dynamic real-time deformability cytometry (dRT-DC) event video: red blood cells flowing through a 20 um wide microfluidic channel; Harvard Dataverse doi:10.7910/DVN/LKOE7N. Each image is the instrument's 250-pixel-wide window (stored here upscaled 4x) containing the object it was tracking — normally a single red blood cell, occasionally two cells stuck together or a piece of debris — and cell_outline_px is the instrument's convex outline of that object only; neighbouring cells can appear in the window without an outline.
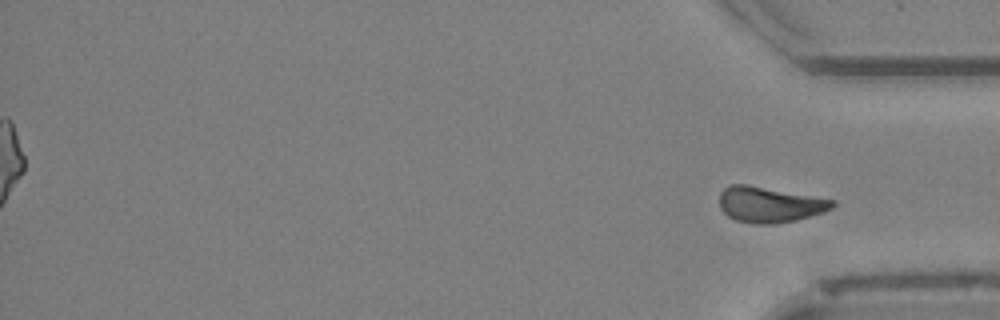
{"species": "Egyptian fruit bat (a non-hibernating species)", "species_latin": "Rousettus aegyptiacus", "temperature_condition": "cold", "stored_images_in_passage": 53, "segment_of_instrument_passage": [2, 2], "camera_frame_rate_fps": 3000, "um_per_image_px": 0.085, "animal": {"sex": "female"}, "frame": {"image": 1, "passage_image": 53, "time_ms": 17.333, "image_size_px": [1000, 320], "cell_outline_px": [[836, 204], [832, 208], [824, 212], [796, 220], [776, 224], [752, 224], [736, 220], [728, 216], [720, 208], [720, 192], [728, 184], [748, 184], [836, 200]], "centroid_in_image_um": [65.42, 17.38], "position_along_channel_um": 369.8, "area_um2": 23.7}}